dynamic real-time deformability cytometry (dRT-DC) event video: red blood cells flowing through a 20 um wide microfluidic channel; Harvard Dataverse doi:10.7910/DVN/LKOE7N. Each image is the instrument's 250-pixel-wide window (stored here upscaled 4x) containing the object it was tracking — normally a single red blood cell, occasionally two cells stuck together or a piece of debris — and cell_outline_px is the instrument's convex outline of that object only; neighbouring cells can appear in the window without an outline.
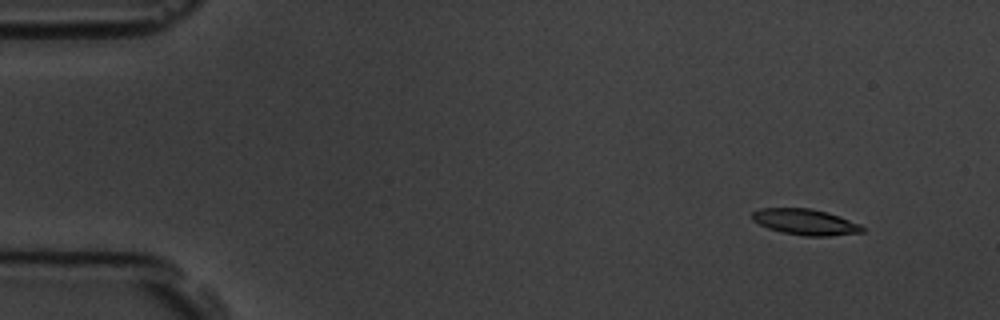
{"species": "common noctule bat (a hibernating species)", "species_latin": "Nyctalus noctula", "temperature_condition": "room temperature", "stored_images_in_passage": 6, "camera_frame_rate_fps": 3000, "um_per_image_px": 0.085, "animal": {"sex": "male", "body_mass_g": 19.5, "forearm_length_mm": 54.6}, "frame": {"image": 1, "passage_image": 2, "time_ms": 1.0, "image_size_px": [1000, 320], "cell_outline_px": [[864, 232], [828, 236], [804, 236], [780, 232], [768, 228], [752, 220], [752, 212], [760, 208], [812, 208], [828, 212], [840, 216], [860, 224], [864, 228]], "centroid_in_image_um": [68.46, 18.86], "position_along_channel_um": 16.5, "area_um2": 16.76}}